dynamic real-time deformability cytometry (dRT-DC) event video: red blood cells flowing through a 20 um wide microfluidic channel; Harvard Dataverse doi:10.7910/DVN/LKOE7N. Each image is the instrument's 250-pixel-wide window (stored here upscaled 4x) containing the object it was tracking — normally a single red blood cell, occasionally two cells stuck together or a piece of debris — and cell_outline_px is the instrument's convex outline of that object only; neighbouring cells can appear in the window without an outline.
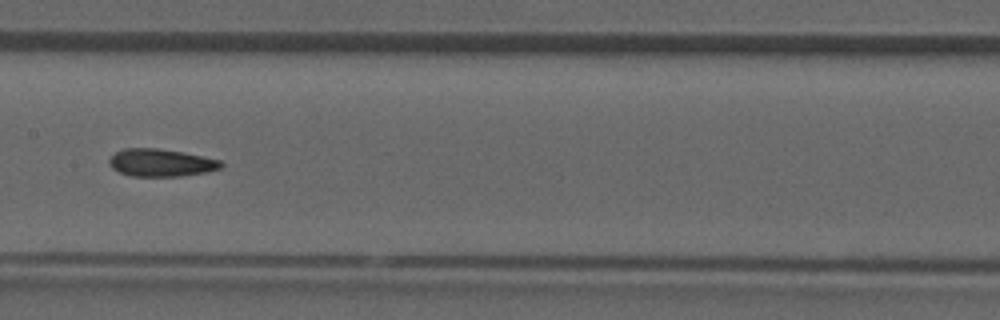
{"species": "common noctule bat (a hibernating species)", "species_latin": "Nyctalus noctula", "temperature_condition": "room temperature", "stored_images_in_passage": 42, "camera_frame_rate_fps": 3000, "um_per_image_px": 0.085, "animal": {"sex": "male", "forearm_length_mm": 52.5}, "frame": {"image": 1, "passage_image": 24, "time_ms": 7.667, "image_size_px": [1000, 320], "cell_outline_px": [[224, 164], [220, 168], [208, 172], [180, 176], [132, 176], [120, 172], [112, 168], [108, 164], [108, 160], [116, 152], [124, 148], [156, 148], [184, 152], [220, 160]], "centroid_in_image_um": [13.68, 13.83], "position_along_channel_um": 193.7, "area_um2": 17.98}}